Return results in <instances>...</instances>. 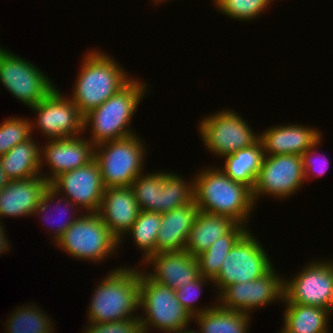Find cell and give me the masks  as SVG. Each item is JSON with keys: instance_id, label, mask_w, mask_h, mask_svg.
I'll list each match as a JSON object with an SVG mask.
<instances>
[{"instance_id": "cell-1", "label": "cell", "mask_w": 333, "mask_h": 333, "mask_svg": "<svg viewBox=\"0 0 333 333\" xmlns=\"http://www.w3.org/2000/svg\"><path fill=\"white\" fill-rule=\"evenodd\" d=\"M96 48H90L82 57L72 93L67 95L83 116L98 108L134 78L115 57Z\"/></svg>"}, {"instance_id": "cell-2", "label": "cell", "mask_w": 333, "mask_h": 333, "mask_svg": "<svg viewBox=\"0 0 333 333\" xmlns=\"http://www.w3.org/2000/svg\"><path fill=\"white\" fill-rule=\"evenodd\" d=\"M194 201L200 212L231 217L247 226L255 212L252 190L233 181L220 167L207 166L194 173Z\"/></svg>"}, {"instance_id": "cell-3", "label": "cell", "mask_w": 333, "mask_h": 333, "mask_svg": "<svg viewBox=\"0 0 333 333\" xmlns=\"http://www.w3.org/2000/svg\"><path fill=\"white\" fill-rule=\"evenodd\" d=\"M139 269L137 265H121L114 267L99 280L90 296L86 313L87 323L104 324L138 319Z\"/></svg>"}, {"instance_id": "cell-4", "label": "cell", "mask_w": 333, "mask_h": 333, "mask_svg": "<svg viewBox=\"0 0 333 333\" xmlns=\"http://www.w3.org/2000/svg\"><path fill=\"white\" fill-rule=\"evenodd\" d=\"M153 88L151 83H146L133 78L118 93L112 95L98 108L91 110L84 116V135L90 132L87 137L94 146L104 142L126 138L136 132L132 128L134 115L143 98L148 97V89ZM148 93V95H147ZM132 128V129H131Z\"/></svg>"}, {"instance_id": "cell-5", "label": "cell", "mask_w": 333, "mask_h": 333, "mask_svg": "<svg viewBox=\"0 0 333 333\" xmlns=\"http://www.w3.org/2000/svg\"><path fill=\"white\" fill-rule=\"evenodd\" d=\"M53 245L73 259L93 264L119 253V241L98 213H83Z\"/></svg>"}, {"instance_id": "cell-6", "label": "cell", "mask_w": 333, "mask_h": 333, "mask_svg": "<svg viewBox=\"0 0 333 333\" xmlns=\"http://www.w3.org/2000/svg\"><path fill=\"white\" fill-rule=\"evenodd\" d=\"M140 310H142L140 312ZM138 317L142 333H170L192 323L175 290L150 279L140 268Z\"/></svg>"}, {"instance_id": "cell-7", "label": "cell", "mask_w": 333, "mask_h": 333, "mask_svg": "<svg viewBox=\"0 0 333 333\" xmlns=\"http://www.w3.org/2000/svg\"><path fill=\"white\" fill-rule=\"evenodd\" d=\"M137 134L104 142L95 146L94 159L100 167L105 188L131 186L133 180L145 172L147 149Z\"/></svg>"}, {"instance_id": "cell-8", "label": "cell", "mask_w": 333, "mask_h": 333, "mask_svg": "<svg viewBox=\"0 0 333 333\" xmlns=\"http://www.w3.org/2000/svg\"><path fill=\"white\" fill-rule=\"evenodd\" d=\"M197 126L204 147L216 159L252 146L260 138V134L251 129L248 120L230 108L203 116Z\"/></svg>"}, {"instance_id": "cell-9", "label": "cell", "mask_w": 333, "mask_h": 333, "mask_svg": "<svg viewBox=\"0 0 333 333\" xmlns=\"http://www.w3.org/2000/svg\"><path fill=\"white\" fill-rule=\"evenodd\" d=\"M29 59L6 48L0 50V83L27 108L35 106L55 88V82Z\"/></svg>"}, {"instance_id": "cell-10", "label": "cell", "mask_w": 333, "mask_h": 333, "mask_svg": "<svg viewBox=\"0 0 333 333\" xmlns=\"http://www.w3.org/2000/svg\"><path fill=\"white\" fill-rule=\"evenodd\" d=\"M249 229L224 259L212 288L218 295L225 287L253 281L265 274L274 264L260 239ZM259 240V241H258Z\"/></svg>"}, {"instance_id": "cell-11", "label": "cell", "mask_w": 333, "mask_h": 333, "mask_svg": "<svg viewBox=\"0 0 333 333\" xmlns=\"http://www.w3.org/2000/svg\"><path fill=\"white\" fill-rule=\"evenodd\" d=\"M63 94V91L56 87L47 97L30 107L35 114L34 119L30 118L32 134L37 130L44 136V140L84 134V116L73 101Z\"/></svg>"}, {"instance_id": "cell-12", "label": "cell", "mask_w": 333, "mask_h": 333, "mask_svg": "<svg viewBox=\"0 0 333 333\" xmlns=\"http://www.w3.org/2000/svg\"><path fill=\"white\" fill-rule=\"evenodd\" d=\"M306 183L303 158L300 155H264L260 171L252 189L253 201L262 196L282 199L297 195Z\"/></svg>"}, {"instance_id": "cell-13", "label": "cell", "mask_w": 333, "mask_h": 333, "mask_svg": "<svg viewBox=\"0 0 333 333\" xmlns=\"http://www.w3.org/2000/svg\"><path fill=\"white\" fill-rule=\"evenodd\" d=\"M276 266H272L261 277L248 282L236 283L225 287L215 299L225 309L253 314L274 301H284V279Z\"/></svg>"}, {"instance_id": "cell-14", "label": "cell", "mask_w": 333, "mask_h": 333, "mask_svg": "<svg viewBox=\"0 0 333 333\" xmlns=\"http://www.w3.org/2000/svg\"><path fill=\"white\" fill-rule=\"evenodd\" d=\"M315 259L307 261L295 276L284 279L283 303L327 307L333 296V270L328 258Z\"/></svg>"}, {"instance_id": "cell-15", "label": "cell", "mask_w": 333, "mask_h": 333, "mask_svg": "<svg viewBox=\"0 0 333 333\" xmlns=\"http://www.w3.org/2000/svg\"><path fill=\"white\" fill-rule=\"evenodd\" d=\"M50 186L75 204L82 213H98L105 187L95 159L56 177Z\"/></svg>"}, {"instance_id": "cell-16", "label": "cell", "mask_w": 333, "mask_h": 333, "mask_svg": "<svg viewBox=\"0 0 333 333\" xmlns=\"http://www.w3.org/2000/svg\"><path fill=\"white\" fill-rule=\"evenodd\" d=\"M44 141L40 152V174L49 183L60 174L85 166L94 159L95 146L84 134ZM44 166L48 167V172L44 171Z\"/></svg>"}, {"instance_id": "cell-17", "label": "cell", "mask_w": 333, "mask_h": 333, "mask_svg": "<svg viewBox=\"0 0 333 333\" xmlns=\"http://www.w3.org/2000/svg\"><path fill=\"white\" fill-rule=\"evenodd\" d=\"M139 267L150 279L172 290H177L201 276L197 258L185 250L157 252Z\"/></svg>"}, {"instance_id": "cell-18", "label": "cell", "mask_w": 333, "mask_h": 333, "mask_svg": "<svg viewBox=\"0 0 333 333\" xmlns=\"http://www.w3.org/2000/svg\"><path fill=\"white\" fill-rule=\"evenodd\" d=\"M50 183L42 176L10 180L0 189V224L7 217H33ZM25 216V217H24Z\"/></svg>"}, {"instance_id": "cell-19", "label": "cell", "mask_w": 333, "mask_h": 333, "mask_svg": "<svg viewBox=\"0 0 333 333\" xmlns=\"http://www.w3.org/2000/svg\"><path fill=\"white\" fill-rule=\"evenodd\" d=\"M306 124L283 123L269 126L260 132L264 155L294 154L302 156L323 133Z\"/></svg>"}, {"instance_id": "cell-20", "label": "cell", "mask_w": 333, "mask_h": 333, "mask_svg": "<svg viewBox=\"0 0 333 333\" xmlns=\"http://www.w3.org/2000/svg\"><path fill=\"white\" fill-rule=\"evenodd\" d=\"M131 186L105 188L98 214L120 241L132 227L140 213Z\"/></svg>"}, {"instance_id": "cell-21", "label": "cell", "mask_w": 333, "mask_h": 333, "mask_svg": "<svg viewBox=\"0 0 333 333\" xmlns=\"http://www.w3.org/2000/svg\"><path fill=\"white\" fill-rule=\"evenodd\" d=\"M198 212V206L193 200L187 205L161 214L156 253L184 250Z\"/></svg>"}, {"instance_id": "cell-22", "label": "cell", "mask_w": 333, "mask_h": 333, "mask_svg": "<svg viewBox=\"0 0 333 333\" xmlns=\"http://www.w3.org/2000/svg\"><path fill=\"white\" fill-rule=\"evenodd\" d=\"M80 211L81 210L69 199L63 197L51 186H49L45 190V193L42 196V200L40 201L33 215L34 218L38 215L37 217L41 218V220L43 221L41 222L42 224L46 221L44 225L47 224V229L49 228L48 230L52 233L50 234V237H52V239L50 240H52L51 242L54 241L55 244L56 241L61 237V235L73 224V222L76 221L83 214ZM51 214H53L54 218L53 216H51ZM56 215H58L59 217H57Z\"/></svg>"}, {"instance_id": "cell-23", "label": "cell", "mask_w": 333, "mask_h": 333, "mask_svg": "<svg viewBox=\"0 0 333 333\" xmlns=\"http://www.w3.org/2000/svg\"><path fill=\"white\" fill-rule=\"evenodd\" d=\"M238 223L231 217L198 212L185 246L196 257L206 251L218 238L230 232Z\"/></svg>"}, {"instance_id": "cell-24", "label": "cell", "mask_w": 333, "mask_h": 333, "mask_svg": "<svg viewBox=\"0 0 333 333\" xmlns=\"http://www.w3.org/2000/svg\"><path fill=\"white\" fill-rule=\"evenodd\" d=\"M32 135L27 141L17 144L0 157L4 173L10 180L31 178L41 175V145Z\"/></svg>"}, {"instance_id": "cell-25", "label": "cell", "mask_w": 333, "mask_h": 333, "mask_svg": "<svg viewBox=\"0 0 333 333\" xmlns=\"http://www.w3.org/2000/svg\"><path fill=\"white\" fill-rule=\"evenodd\" d=\"M282 330L286 333H331L326 308L297 303H282Z\"/></svg>"}, {"instance_id": "cell-26", "label": "cell", "mask_w": 333, "mask_h": 333, "mask_svg": "<svg viewBox=\"0 0 333 333\" xmlns=\"http://www.w3.org/2000/svg\"><path fill=\"white\" fill-rule=\"evenodd\" d=\"M264 157L260 139L252 146L240 149L222 159L220 169L233 181L243 183L251 190L254 187Z\"/></svg>"}, {"instance_id": "cell-27", "label": "cell", "mask_w": 333, "mask_h": 333, "mask_svg": "<svg viewBox=\"0 0 333 333\" xmlns=\"http://www.w3.org/2000/svg\"><path fill=\"white\" fill-rule=\"evenodd\" d=\"M252 318L248 313L228 310L216 304L210 310L193 316L192 322L198 326L199 333H248Z\"/></svg>"}, {"instance_id": "cell-28", "label": "cell", "mask_w": 333, "mask_h": 333, "mask_svg": "<svg viewBox=\"0 0 333 333\" xmlns=\"http://www.w3.org/2000/svg\"><path fill=\"white\" fill-rule=\"evenodd\" d=\"M38 307V303L33 302L16 307L6 318L7 321L4 320L5 331L7 333H54L56 326L51 315L48 316L46 311Z\"/></svg>"}, {"instance_id": "cell-29", "label": "cell", "mask_w": 333, "mask_h": 333, "mask_svg": "<svg viewBox=\"0 0 333 333\" xmlns=\"http://www.w3.org/2000/svg\"><path fill=\"white\" fill-rule=\"evenodd\" d=\"M161 225V214L158 212L151 211H140L139 216L136 221L125 234L126 237H123L119 241V250L123 248L122 244L126 238L131 237L133 244L137 247L136 249L143 254L141 260H139V265L141 266L150 256L156 253V240L158 232ZM128 235H130L128 237ZM124 239V240H123ZM123 242V243H122ZM143 257V258H142Z\"/></svg>"}, {"instance_id": "cell-30", "label": "cell", "mask_w": 333, "mask_h": 333, "mask_svg": "<svg viewBox=\"0 0 333 333\" xmlns=\"http://www.w3.org/2000/svg\"><path fill=\"white\" fill-rule=\"evenodd\" d=\"M251 228L237 224L230 232L218 238L206 251L196 256L200 275L214 279L224 259L236 242Z\"/></svg>"}, {"instance_id": "cell-31", "label": "cell", "mask_w": 333, "mask_h": 333, "mask_svg": "<svg viewBox=\"0 0 333 333\" xmlns=\"http://www.w3.org/2000/svg\"><path fill=\"white\" fill-rule=\"evenodd\" d=\"M169 171L163 176L160 190L159 213L163 214L189 204L194 200V178L186 179L181 174Z\"/></svg>"}, {"instance_id": "cell-32", "label": "cell", "mask_w": 333, "mask_h": 333, "mask_svg": "<svg viewBox=\"0 0 333 333\" xmlns=\"http://www.w3.org/2000/svg\"><path fill=\"white\" fill-rule=\"evenodd\" d=\"M167 172L166 170L143 172L133 180L131 187L141 211L159 213L160 190L163 187V176Z\"/></svg>"}, {"instance_id": "cell-33", "label": "cell", "mask_w": 333, "mask_h": 333, "mask_svg": "<svg viewBox=\"0 0 333 333\" xmlns=\"http://www.w3.org/2000/svg\"><path fill=\"white\" fill-rule=\"evenodd\" d=\"M276 0H211L214 8L228 18L251 22L261 17Z\"/></svg>"}, {"instance_id": "cell-34", "label": "cell", "mask_w": 333, "mask_h": 333, "mask_svg": "<svg viewBox=\"0 0 333 333\" xmlns=\"http://www.w3.org/2000/svg\"><path fill=\"white\" fill-rule=\"evenodd\" d=\"M32 137L30 118L9 116L0 122V157Z\"/></svg>"}, {"instance_id": "cell-35", "label": "cell", "mask_w": 333, "mask_h": 333, "mask_svg": "<svg viewBox=\"0 0 333 333\" xmlns=\"http://www.w3.org/2000/svg\"><path fill=\"white\" fill-rule=\"evenodd\" d=\"M213 285L212 279L207 277L200 276L199 278L190 281L181 288L175 290L177 299L184 307V309L190 314L191 317L199 315L204 311L210 310L217 303L213 302L211 305L198 306L199 297L202 294L204 287H207L208 284ZM197 302V303H196Z\"/></svg>"}, {"instance_id": "cell-36", "label": "cell", "mask_w": 333, "mask_h": 333, "mask_svg": "<svg viewBox=\"0 0 333 333\" xmlns=\"http://www.w3.org/2000/svg\"><path fill=\"white\" fill-rule=\"evenodd\" d=\"M323 137L325 136H322L319 140H317L302 155L306 182H310V180H313L314 178L316 179V177L320 178L324 176L330 167V160L318 151V149H320L319 147L323 143Z\"/></svg>"}, {"instance_id": "cell-37", "label": "cell", "mask_w": 333, "mask_h": 333, "mask_svg": "<svg viewBox=\"0 0 333 333\" xmlns=\"http://www.w3.org/2000/svg\"><path fill=\"white\" fill-rule=\"evenodd\" d=\"M83 333H142L138 319H126L104 324H86Z\"/></svg>"}, {"instance_id": "cell-38", "label": "cell", "mask_w": 333, "mask_h": 333, "mask_svg": "<svg viewBox=\"0 0 333 333\" xmlns=\"http://www.w3.org/2000/svg\"><path fill=\"white\" fill-rule=\"evenodd\" d=\"M6 226L3 224H0V254L3 255V253H7L8 251L12 250L10 249L12 246L9 245L10 240L8 239L6 234Z\"/></svg>"}, {"instance_id": "cell-39", "label": "cell", "mask_w": 333, "mask_h": 333, "mask_svg": "<svg viewBox=\"0 0 333 333\" xmlns=\"http://www.w3.org/2000/svg\"><path fill=\"white\" fill-rule=\"evenodd\" d=\"M10 182V179L7 177V175L4 173V170L2 169L1 163H0V189L6 186Z\"/></svg>"}, {"instance_id": "cell-40", "label": "cell", "mask_w": 333, "mask_h": 333, "mask_svg": "<svg viewBox=\"0 0 333 333\" xmlns=\"http://www.w3.org/2000/svg\"><path fill=\"white\" fill-rule=\"evenodd\" d=\"M191 325H188L186 327L180 328L176 331H172L170 333H199L198 329L194 327V329H192V327H190ZM190 327V328H189Z\"/></svg>"}, {"instance_id": "cell-41", "label": "cell", "mask_w": 333, "mask_h": 333, "mask_svg": "<svg viewBox=\"0 0 333 333\" xmlns=\"http://www.w3.org/2000/svg\"><path fill=\"white\" fill-rule=\"evenodd\" d=\"M326 313H327V317H328V321L330 323V317L332 316L333 314V296L330 298L329 302H328V305L326 307ZM331 315V316H330Z\"/></svg>"}, {"instance_id": "cell-42", "label": "cell", "mask_w": 333, "mask_h": 333, "mask_svg": "<svg viewBox=\"0 0 333 333\" xmlns=\"http://www.w3.org/2000/svg\"><path fill=\"white\" fill-rule=\"evenodd\" d=\"M169 2L168 0H154V1H152V3H153V5H157L158 6V4L160 5V4H164L165 2ZM171 1H173V0H171Z\"/></svg>"}, {"instance_id": "cell-43", "label": "cell", "mask_w": 333, "mask_h": 333, "mask_svg": "<svg viewBox=\"0 0 333 333\" xmlns=\"http://www.w3.org/2000/svg\"><path fill=\"white\" fill-rule=\"evenodd\" d=\"M332 258H333V257H332ZM328 261H329V263H330V265H331V268H332V270H333V259H329Z\"/></svg>"}, {"instance_id": "cell-44", "label": "cell", "mask_w": 333, "mask_h": 333, "mask_svg": "<svg viewBox=\"0 0 333 333\" xmlns=\"http://www.w3.org/2000/svg\"><path fill=\"white\" fill-rule=\"evenodd\" d=\"M279 331H280V332H278V333H286V332H284L282 329H280Z\"/></svg>"}]
</instances>
